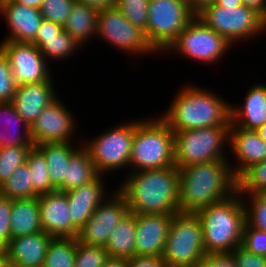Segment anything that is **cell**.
Segmentation results:
<instances>
[{"label": "cell", "mask_w": 266, "mask_h": 267, "mask_svg": "<svg viewBox=\"0 0 266 267\" xmlns=\"http://www.w3.org/2000/svg\"><path fill=\"white\" fill-rule=\"evenodd\" d=\"M0 50L8 59L17 86L48 81L53 76L48 60L32 43L2 41Z\"/></svg>", "instance_id": "4fadbf2b"}, {"label": "cell", "mask_w": 266, "mask_h": 267, "mask_svg": "<svg viewBox=\"0 0 266 267\" xmlns=\"http://www.w3.org/2000/svg\"><path fill=\"white\" fill-rule=\"evenodd\" d=\"M72 143L54 142L36 145L46 159L50 184L55 190H58L64 184L70 158L83 145L82 141L77 145L78 147Z\"/></svg>", "instance_id": "cb8c5ba5"}, {"label": "cell", "mask_w": 266, "mask_h": 267, "mask_svg": "<svg viewBox=\"0 0 266 267\" xmlns=\"http://www.w3.org/2000/svg\"><path fill=\"white\" fill-rule=\"evenodd\" d=\"M194 267H237L231 253L206 254Z\"/></svg>", "instance_id": "ee69618b"}, {"label": "cell", "mask_w": 266, "mask_h": 267, "mask_svg": "<svg viewBox=\"0 0 266 267\" xmlns=\"http://www.w3.org/2000/svg\"><path fill=\"white\" fill-rule=\"evenodd\" d=\"M241 247L250 253L266 257V232L244 225Z\"/></svg>", "instance_id": "ab89813d"}, {"label": "cell", "mask_w": 266, "mask_h": 267, "mask_svg": "<svg viewBox=\"0 0 266 267\" xmlns=\"http://www.w3.org/2000/svg\"><path fill=\"white\" fill-rule=\"evenodd\" d=\"M229 148L231 154L236 157V165L230 167L233 175L238 178L247 168L254 163L266 160V143L259 137L256 131L230 125Z\"/></svg>", "instance_id": "ac0fdd59"}, {"label": "cell", "mask_w": 266, "mask_h": 267, "mask_svg": "<svg viewBox=\"0 0 266 267\" xmlns=\"http://www.w3.org/2000/svg\"><path fill=\"white\" fill-rule=\"evenodd\" d=\"M0 14L10 31L3 41L32 43L43 17L39 9L15 3L12 0L0 4Z\"/></svg>", "instance_id": "44dd1931"}, {"label": "cell", "mask_w": 266, "mask_h": 267, "mask_svg": "<svg viewBox=\"0 0 266 267\" xmlns=\"http://www.w3.org/2000/svg\"><path fill=\"white\" fill-rule=\"evenodd\" d=\"M249 196L244 199L246 207V222L259 230L266 232V194H241ZM249 205V206H248Z\"/></svg>", "instance_id": "8d00e7d4"}, {"label": "cell", "mask_w": 266, "mask_h": 267, "mask_svg": "<svg viewBox=\"0 0 266 267\" xmlns=\"http://www.w3.org/2000/svg\"><path fill=\"white\" fill-rule=\"evenodd\" d=\"M98 175L99 174L95 169L89 151L82 145L71 156L67 165L64 184L58 189V191L68 192L93 181Z\"/></svg>", "instance_id": "f1b7e54d"}, {"label": "cell", "mask_w": 266, "mask_h": 267, "mask_svg": "<svg viewBox=\"0 0 266 267\" xmlns=\"http://www.w3.org/2000/svg\"><path fill=\"white\" fill-rule=\"evenodd\" d=\"M0 125L5 127L3 130L0 128V147L34 146L30 135V128L17 113L12 102H0ZM22 127L23 132L20 131ZM12 128H16V130Z\"/></svg>", "instance_id": "4316f807"}, {"label": "cell", "mask_w": 266, "mask_h": 267, "mask_svg": "<svg viewBox=\"0 0 266 267\" xmlns=\"http://www.w3.org/2000/svg\"><path fill=\"white\" fill-rule=\"evenodd\" d=\"M26 164L31 171V180L33 181L32 185L34 191L38 195L55 191L50 184L46 159L36 146L31 147L28 151Z\"/></svg>", "instance_id": "1f68e13d"}, {"label": "cell", "mask_w": 266, "mask_h": 267, "mask_svg": "<svg viewBox=\"0 0 266 267\" xmlns=\"http://www.w3.org/2000/svg\"><path fill=\"white\" fill-rule=\"evenodd\" d=\"M11 199L0 195V250L10 241Z\"/></svg>", "instance_id": "b9f144b4"}, {"label": "cell", "mask_w": 266, "mask_h": 267, "mask_svg": "<svg viewBox=\"0 0 266 267\" xmlns=\"http://www.w3.org/2000/svg\"><path fill=\"white\" fill-rule=\"evenodd\" d=\"M150 0H116L115 7L144 33L147 29L148 6Z\"/></svg>", "instance_id": "d590c367"}, {"label": "cell", "mask_w": 266, "mask_h": 267, "mask_svg": "<svg viewBox=\"0 0 266 267\" xmlns=\"http://www.w3.org/2000/svg\"><path fill=\"white\" fill-rule=\"evenodd\" d=\"M6 1H11V0H0V4L4 3Z\"/></svg>", "instance_id": "680465c9"}, {"label": "cell", "mask_w": 266, "mask_h": 267, "mask_svg": "<svg viewBox=\"0 0 266 267\" xmlns=\"http://www.w3.org/2000/svg\"><path fill=\"white\" fill-rule=\"evenodd\" d=\"M243 5L253 8L263 17H266V0H242Z\"/></svg>", "instance_id": "7dc6e473"}, {"label": "cell", "mask_w": 266, "mask_h": 267, "mask_svg": "<svg viewBox=\"0 0 266 267\" xmlns=\"http://www.w3.org/2000/svg\"><path fill=\"white\" fill-rule=\"evenodd\" d=\"M76 238H52L43 267H74Z\"/></svg>", "instance_id": "4dcf8cb0"}, {"label": "cell", "mask_w": 266, "mask_h": 267, "mask_svg": "<svg viewBox=\"0 0 266 267\" xmlns=\"http://www.w3.org/2000/svg\"><path fill=\"white\" fill-rule=\"evenodd\" d=\"M103 175L78 188L65 192L72 224L80 230L90 219L95 209L107 198L108 194Z\"/></svg>", "instance_id": "ffe728a7"}, {"label": "cell", "mask_w": 266, "mask_h": 267, "mask_svg": "<svg viewBox=\"0 0 266 267\" xmlns=\"http://www.w3.org/2000/svg\"><path fill=\"white\" fill-rule=\"evenodd\" d=\"M16 88L8 59L0 50V102H11Z\"/></svg>", "instance_id": "60d3db41"}, {"label": "cell", "mask_w": 266, "mask_h": 267, "mask_svg": "<svg viewBox=\"0 0 266 267\" xmlns=\"http://www.w3.org/2000/svg\"><path fill=\"white\" fill-rule=\"evenodd\" d=\"M237 267H266V257L248 252L241 246L231 252Z\"/></svg>", "instance_id": "7bdbcfd3"}, {"label": "cell", "mask_w": 266, "mask_h": 267, "mask_svg": "<svg viewBox=\"0 0 266 267\" xmlns=\"http://www.w3.org/2000/svg\"><path fill=\"white\" fill-rule=\"evenodd\" d=\"M96 37L129 55L156 53L144 32L130 23L115 6L99 10Z\"/></svg>", "instance_id": "7c38bea8"}, {"label": "cell", "mask_w": 266, "mask_h": 267, "mask_svg": "<svg viewBox=\"0 0 266 267\" xmlns=\"http://www.w3.org/2000/svg\"><path fill=\"white\" fill-rule=\"evenodd\" d=\"M33 146L0 147V185L13 172L26 163L28 151Z\"/></svg>", "instance_id": "e575fe53"}, {"label": "cell", "mask_w": 266, "mask_h": 267, "mask_svg": "<svg viewBox=\"0 0 266 267\" xmlns=\"http://www.w3.org/2000/svg\"><path fill=\"white\" fill-rule=\"evenodd\" d=\"M52 238L43 230L29 235L10 238L4 249L9 265L43 267L47 248Z\"/></svg>", "instance_id": "7402d4cb"}, {"label": "cell", "mask_w": 266, "mask_h": 267, "mask_svg": "<svg viewBox=\"0 0 266 267\" xmlns=\"http://www.w3.org/2000/svg\"><path fill=\"white\" fill-rule=\"evenodd\" d=\"M15 3H19L22 5H26L29 7H33L39 9L42 5L43 0H12Z\"/></svg>", "instance_id": "f5cc1de1"}, {"label": "cell", "mask_w": 266, "mask_h": 267, "mask_svg": "<svg viewBox=\"0 0 266 267\" xmlns=\"http://www.w3.org/2000/svg\"><path fill=\"white\" fill-rule=\"evenodd\" d=\"M215 5L223 7H237L243 4L242 0H216Z\"/></svg>", "instance_id": "816d5d0a"}, {"label": "cell", "mask_w": 266, "mask_h": 267, "mask_svg": "<svg viewBox=\"0 0 266 267\" xmlns=\"http://www.w3.org/2000/svg\"><path fill=\"white\" fill-rule=\"evenodd\" d=\"M196 16L209 28L223 36L231 45L263 34L264 17L245 5L223 7L215 4L200 10ZM250 38V39H249Z\"/></svg>", "instance_id": "9c48e42d"}, {"label": "cell", "mask_w": 266, "mask_h": 267, "mask_svg": "<svg viewBox=\"0 0 266 267\" xmlns=\"http://www.w3.org/2000/svg\"><path fill=\"white\" fill-rule=\"evenodd\" d=\"M134 133L135 120L116 125L93 139H80L99 175L129 167Z\"/></svg>", "instance_id": "30bf717a"}, {"label": "cell", "mask_w": 266, "mask_h": 267, "mask_svg": "<svg viewBox=\"0 0 266 267\" xmlns=\"http://www.w3.org/2000/svg\"><path fill=\"white\" fill-rule=\"evenodd\" d=\"M128 212L125 197L116 189L95 209L79 230L77 241L84 245L104 247L113 228Z\"/></svg>", "instance_id": "5bb4252c"}, {"label": "cell", "mask_w": 266, "mask_h": 267, "mask_svg": "<svg viewBox=\"0 0 266 267\" xmlns=\"http://www.w3.org/2000/svg\"><path fill=\"white\" fill-rule=\"evenodd\" d=\"M259 137L266 143V122L256 130Z\"/></svg>", "instance_id": "db71d44e"}, {"label": "cell", "mask_w": 266, "mask_h": 267, "mask_svg": "<svg viewBox=\"0 0 266 267\" xmlns=\"http://www.w3.org/2000/svg\"><path fill=\"white\" fill-rule=\"evenodd\" d=\"M136 215L128 212L113 228L104 246L108 257L130 259L135 255Z\"/></svg>", "instance_id": "83f0119b"}, {"label": "cell", "mask_w": 266, "mask_h": 267, "mask_svg": "<svg viewBox=\"0 0 266 267\" xmlns=\"http://www.w3.org/2000/svg\"><path fill=\"white\" fill-rule=\"evenodd\" d=\"M174 214H135V255L163 256Z\"/></svg>", "instance_id": "e0dca14e"}, {"label": "cell", "mask_w": 266, "mask_h": 267, "mask_svg": "<svg viewBox=\"0 0 266 267\" xmlns=\"http://www.w3.org/2000/svg\"><path fill=\"white\" fill-rule=\"evenodd\" d=\"M205 255L202 223L197 214H174L163 253L167 267H194Z\"/></svg>", "instance_id": "52a82bcc"}, {"label": "cell", "mask_w": 266, "mask_h": 267, "mask_svg": "<svg viewBox=\"0 0 266 267\" xmlns=\"http://www.w3.org/2000/svg\"><path fill=\"white\" fill-rule=\"evenodd\" d=\"M108 258L103 246L84 245L76 238V256L74 267H102Z\"/></svg>", "instance_id": "74e56055"}, {"label": "cell", "mask_w": 266, "mask_h": 267, "mask_svg": "<svg viewBox=\"0 0 266 267\" xmlns=\"http://www.w3.org/2000/svg\"><path fill=\"white\" fill-rule=\"evenodd\" d=\"M216 0H188L191 9L195 14H197L204 7L214 4Z\"/></svg>", "instance_id": "681fc988"}, {"label": "cell", "mask_w": 266, "mask_h": 267, "mask_svg": "<svg viewBox=\"0 0 266 267\" xmlns=\"http://www.w3.org/2000/svg\"><path fill=\"white\" fill-rule=\"evenodd\" d=\"M62 29L63 27L61 25L43 19L32 44H34L37 48H40L44 44V39L54 37Z\"/></svg>", "instance_id": "f6af8a7d"}, {"label": "cell", "mask_w": 266, "mask_h": 267, "mask_svg": "<svg viewBox=\"0 0 266 267\" xmlns=\"http://www.w3.org/2000/svg\"><path fill=\"white\" fill-rule=\"evenodd\" d=\"M229 129L230 126H212L175 131V166L180 169L192 164L229 160L225 153Z\"/></svg>", "instance_id": "8992f818"}, {"label": "cell", "mask_w": 266, "mask_h": 267, "mask_svg": "<svg viewBox=\"0 0 266 267\" xmlns=\"http://www.w3.org/2000/svg\"><path fill=\"white\" fill-rule=\"evenodd\" d=\"M196 214L202 223L206 254L231 253L241 246L246 207L244 197L238 191Z\"/></svg>", "instance_id": "277c9868"}, {"label": "cell", "mask_w": 266, "mask_h": 267, "mask_svg": "<svg viewBox=\"0 0 266 267\" xmlns=\"http://www.w3.org/2000/svg\"><path fill=\"white\" fill-rule=\"evenodd\" d=\"M76 0H43L39 8L44 20L63 27Z\"/></svg>", "instance_id": "f35d334b"}, {"label": "cell", "mask_w": 266, "mask_h": 267, "mask_svg": "<svg viewBox=\"0 0 266 267\" xmlns=\"http://www.w3.org/2000/svg\"><path fill=\"white\" fill-rule=\"evenodd\" d=\"M237 191L229 160L192 164L179 169L180 212L196 213Z\"/></svg>", "instance_id": "7a4b0ae2"}, {"label": "cell", "mask_w": 266, "mask_h": 267, "mask_svg": "<svg viewBox=\"0 0 266 267\" xmlns=\"http://www.w3.org/2000/svg\"><path fill=\"white\" fill-rule=\"evenodd\" d=\"M81 46L69 33L62 29L54 37L44 39V44L39 49L46 60L62 61V59L65 60L64 58L67 60Z\"/></svg>", "instance_id": "d6a6232c"}, {"label": "cell", "mask_w": 266, "mask_h": 267, "mask_svg": "<svg viewBox=\"0 0 266 267\" xmlns=\"http://www.w3.org/2000/svg\"><path fill=\"white\" fill-rule=\"evenodd\" d=\"M9 262L4 250H0V267H8Z\"/></svg>", "instance_id": "11a10c76"}, {"label": "cell", "mask_w": 266, "mask_h": 267, "mask_svg": "<svg viewBox=\"0 0 266 267\" xmlns=\"http://www.w3.org/2000/svg\"><path fill=\"white\" fill-rule=\"evenodd\" d=\"M42 231L38 197L11 200V238Z\"/></svg>", "instance_id": "d4e9b609"}, {"label": "cell", "mask_w": 266, "mask_h": 267, "mask_svg": "<svg viewBox=\"0 0 266 267\" xmlns=\"http://www.w3.org/2000/svg\"><path fill=\"white\" fill-rule=\"evenodd\" d=\"M52 79L51 77L48 81L16 88L11 102L29 128L35 123L42 110L59 97L54 90L55 84Z\"/></svg>", "instance_id": "d6986e66"}, {"label": "cell", "mask_w": 266, "mask_h": 267, "mask_svg": "<svg viewBox=\"0 0 266 267\" xmlns=\"http://www.w3.org/2000/svg\"><path fill=\"white\" fill-rule=\"evenodd\" d=\"M182 86L160 118L175 131L231 125V104L203 87Z\"/></svg>", "instance_id": "3957f363"}, {"label": "cell", "mask_w": 266, "mask_h": 267, "mask_svg": "<svg viewBox=\"0 0 266 267\" xmlns=\"http://www.w3.org/2000/svg\"><path fill=\"white\" fill-rule=\"evenodd\" d=\"M102 267H128L127 259L108 257Z\"/></svg>", "instance_id": "f907efd6"}, {"label": "cell", "mask_w": 266, "mask_h": 267, "mask_svg": "<svg viewBox=\"0 0 266 267\" xmlns=\"http://www.w3.org/2000/svg\"><path fill=\"white\" fill-rule=\"evenodd\" d=\"M231 46L223 36L195 16L163 53L174 51L173 54L176 52L191 60L213 64L223 59Z\"/></svg>", "instance_id": "8fae6325"}, {"label": "cell", "mask_w": 266, "mask_h": 267, "mask_svg": "<svg viewBox=\"0 0 266 267\" xmlns=\"http://www.w3.org/2000/svg\"><path fill=\"white\" fill-rule=\"evenodd\" d=\"M61 100L57 98L45 107L30 128L34 146L42 143L71 142V140L74 142L76 120Z\"/></svg>", "instance_id": "9a60e30c"}, {"label": "cell", "mask_w": 266, "mask_h": 267, "mask_svg": "<svg viewBox=\"0 0 266 267\" xmlns=\"http://www.w3.org/2000/svg\"><path fill=\"white\" fill-rule=\"evenodd\" d=\"M195 16L188 0H150L145 37L163 53Z\"/></svg>", "instance_id": "ba28073f"}, {"label": "cell", "mask_w": 266, "mask_h": 267, "mask_svg": "<svg viewBox=\"0 0 266 267\" xmlns=\"http://www.w3.org/2000/svg\"><path fill=\"white\" fill-rule=\"evenodd\" d=\"M263 31H265L264 33H266V17H264V26H263Z\"/></svg>", "instance_id": "9f6ffc18"}, {"label": "cell", "mask_w": 266, "mask_h": 267, "mask_svg": "<svg viewBox=\"0 0 266 267\" xmlns=\"http://www.w3.org/2000/svg\"><path fill=\"white\" fill-rule=\"evenodd\" d=\"M32 183L31 171L25 163L0 185V195L11 200L36 198L39 195L34 191Z\"/></svg>", "instance_id": "f546056e"}, {"label": "cell", "mask_w": 266, "mask_h": 267, "mask_svg": "<svg viewBox=\"0 0 266 267\" xmlns=\"http://www.w3.org/2000/svg\"><path fill=\"white\" fill-rule=\"evenodd\" d=\"M127 262L128 267H167L163 256L134 255Z\"/></svg>", "instance_id": "bcb514c9"}, {"label": "cell", "mask_w": 266, "mask_h": 267, "mask_svg": "<svg viewBox=\"0 0 266 267\" xmlns=\"http://www.w3.org/2000/svg\"><path fill=\"white\" fill-rule=\"evenodd\" d=\"M243 105L230 106L231 125L256 131L266 122V84L249 86Z\"/></svg>", "instance_id": "603a6c76"}, {"label": "cell", "mask_w": 266, "mask_h": 267, "mask_svg": "<svg viewBox=\"0 0 266 267\" xmlns=\"http://www.w3.org/2000/svg\"><path fill=\"white\" fill-rule=\"evenodd\" d=\"M76 1L85 3L89 6L95 7L100 10L114 6L116 0H76Z\"/></svg>", "instance_id": "c3c4849f"}, {"label": "cell", "mask_w": 266, "mask_h": 267, "mask_svg": "<svg viewBox=\"0 0 266 267\" xmlns=\"http://www.w3.org/2000/svg\"><path fill=\"white\" fill-rule=\"evenodd\" d=\"M8 267H23V266H18V265H9Z\"/></svg>", "instance_id": "6f0895ef"}, {"label": "cell", "mask_w": 266, "mask_h": 267, "mask_svg": "<svg viewBox=\"0 0 266 267\" xmlns=\"http://www.w3.org/2000/svg\"><path fill=\"white\" fill-rule=\"evenodd\" d=\"M42 230L53 238H77L79 230L69 216L67 195L55 190L38 196Z\"/></svg>", "instance_id": "2e32d148"}, {"label": "cell", "mask_w": 266, "mask_h": 267, "mask_svg": "<svg viewBox=\"0 0 266 267\" xmlns=\"http://www.w3.org/2000/svg\"><path fill=\"white\" fill-rule=\"evenodd\" d=\"M99 9L85 3L75 1L63 30L69 33L79 45L86 44L97 35Z\"/></svg>", "instance_id": "484cf974"}, {"label": "cell", "mask_w": 266, "mask_h": 267, "mask_svg": "<svg viewBox=\"0 0 266 267\" xmlns=\"http://www.w3.org/2000/svg\"><path fill=\"white\" fill-rule=\"evenodd\" d=\"M117 190L125 197L134 214L178 213L179 169L169 166L127 173ZM119 188V189H118Z\"/></svg>", "instance_id": "6da1fadb"}, {"label": "cell", "mask_w": 266, "mask_h": 267, "mask_svg": "<svg viewBox=\"0 0 266 267\" xmlns=\"http://www.w3.org/2000/svg\"><path fill=\"white\" fill-rule=\"evenodd\" d=\"M174 146V132L160 117L135 119L129 171L174 166Z\"/></svg>", "instance_id": "5b68a950"}, {"label": "cell", "mask_w": 266, "mask_h": 267, "mask_svg": "<svg viewBox=\"0 0 266 267\" xmlns=\"http://www.w3.org/2000/svg\"><path fill=\"white\" fill-rule=\"evenodd\" d=\"M240 194H266V160L254 163L237 178Z\"/></svg>", "instance_id": "836d02e7"}]
</instances>
